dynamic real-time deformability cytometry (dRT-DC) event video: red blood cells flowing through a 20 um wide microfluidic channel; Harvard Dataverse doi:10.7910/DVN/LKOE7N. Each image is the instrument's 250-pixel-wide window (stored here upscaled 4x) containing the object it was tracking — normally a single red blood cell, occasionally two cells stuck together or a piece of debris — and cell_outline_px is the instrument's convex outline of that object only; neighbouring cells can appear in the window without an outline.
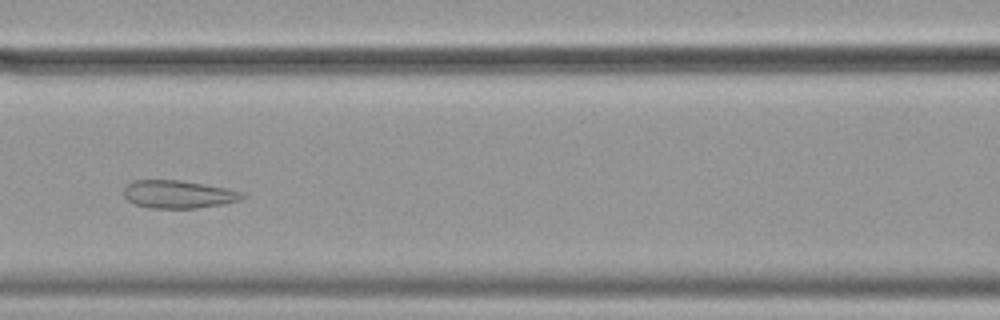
{"species": "common noctule bat (a hibernating species)", "species_latin": "Nyctalus noctula", "temperature_condition": "cold", "stored_images_in_passage": 34, "camera_frame_rate_fps": 3000, "um_per_image_px": 0.085, "animal": {"sex": "female", "body_mass_g": 19.9}, "frame": {"image": 1, "passage_image": 13, "time_ms": 4.0, "image_size_px": [1000, 320], "cell_outline_px": [[244, 196], [240, 200], [224, 204], [196, 208], [148, 208], [136, 204], [128, 200], [124, 196], [124, 188], [132, 180], [180, 180], [204, 184], [224, 188], [240, 192]], "centroid_in_image_um": [15.11, 16.52], "position_along_channel_um": 151.5, "area_um2": 19.07}}
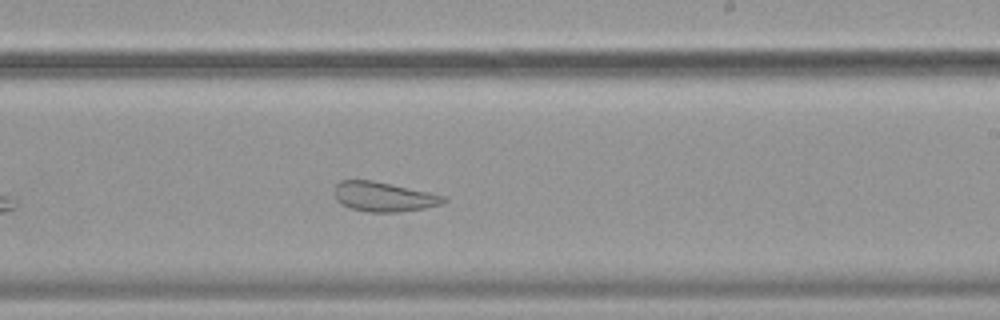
{"frame": {"image": 2, "passage_image": 22, "time_ms": 7.0, "image_size_px": [1000, 320], "cell_outline_px": [[448, 200], [440, 204], [424, 208], [396, 212], [368, 212], [352, 208], [336, 200], [332, 188], [340, 180], [372, 180], [428, 192], [444, 196]], "centroid_in_image_um": [32.56, 16.71], "position_along_channel_um": 256.4, "area_um2": 18.67}}
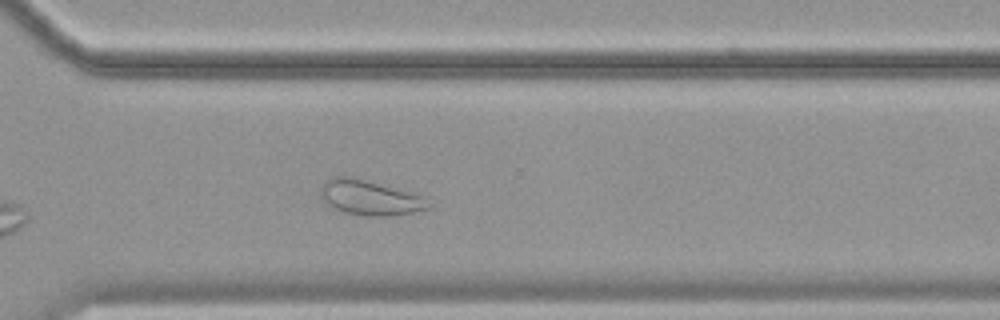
{"frame": {"image": 3, "passage_image": 29, "time_ms": 9.333, "image_size_px": [1000, 320], "cell_outline_px": [[436, 204], [432, 208], [392, 216], [368, 216], [344, 212], [332, 208], [320, 196], [320, 184], [324, 180], [332, 176], [356, 176], [428, 196]], "centroid_in_image_um": [31.53, 16.77], "position_along_channel_um": 339.1, "area_um2": 23.12}, "authors_computed_cell_mechanics": {"area_um2": 20.2878, "velocity_mm_per_s": 3.5198, "shape_relaxation_time_tau1_ms": null, "shape_relaxation_time_tau2_ms": 1.3951, "deformation_change_tau1": null, "deformation_change_tau2": 0.0732}}